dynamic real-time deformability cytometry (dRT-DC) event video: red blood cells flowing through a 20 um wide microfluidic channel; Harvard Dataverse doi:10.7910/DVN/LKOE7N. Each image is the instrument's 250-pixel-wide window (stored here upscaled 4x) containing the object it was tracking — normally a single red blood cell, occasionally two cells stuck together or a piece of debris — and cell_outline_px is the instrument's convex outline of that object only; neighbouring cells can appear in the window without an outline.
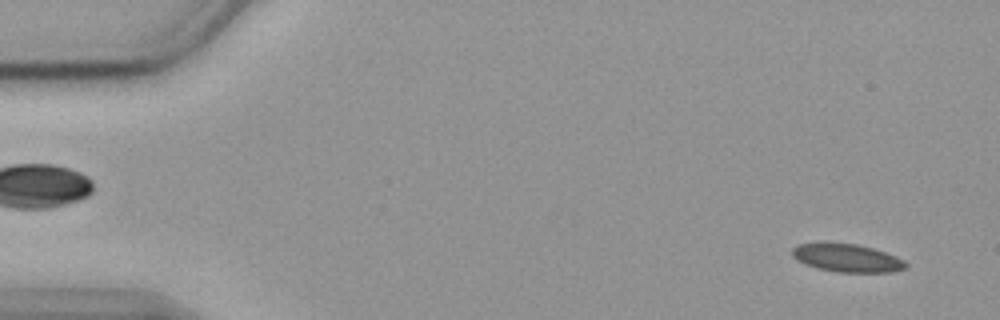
{"species": "common noctule bat (a hibernating species)", "species_latin": "Nyctalus noctula", "temperature_condition": "cold", "stored_images_in_passage": 15, "camera_frame_rate_fps": 3000, "um_per_image_px": 0.085, "animal": {"sex": "female", "body_mass_g": 19.9}, "frame": {"image": 1, "passage_image": 2, "time_ms": 0.333, "image_size_px": [1000, 320], "cell_outline_px": [[908, 268], [892, 272], [836, 272], [816, 268], [804, 264], [796, 260], [792, 256], [792, 248], [796, 244], [824, 240], [828, 240], [856, 244], [872, 248], [896, 256], [904, 260], [908, 264]], "centroid_in_image_um": [71.93, 21.89], "position_along_channel_um": 13.1, "area_um2": 19.36}}
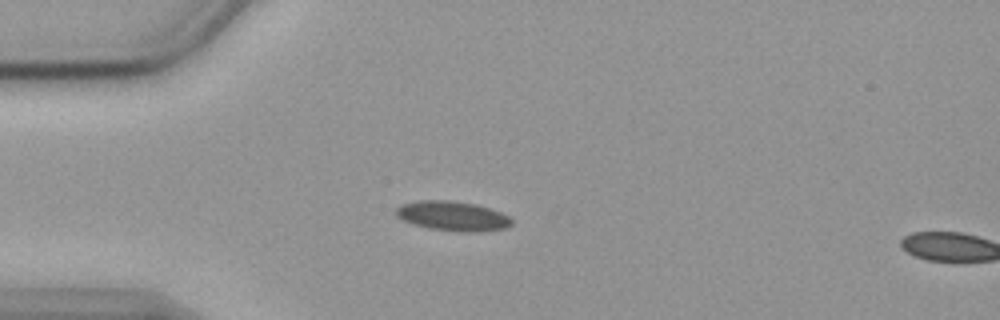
{"frame": {"image": 2, "passage_image": 13, "time_ms": 4.0, "image_size_px": [1000, 320], "cell_outline_px": [[512, 224], [504, 228], [480, 232], [460, 232], [428, 228], [412, 224], [396, 216], [396, 208], [400, 204], [420, 200], [448, 200], [476, 204], [500, 212], [508, 216], [512, 220]], "centroid_in_image_um": [38.45, 18.36], "position_along_channel_um": 46.6, "area_um2": 20.0}}